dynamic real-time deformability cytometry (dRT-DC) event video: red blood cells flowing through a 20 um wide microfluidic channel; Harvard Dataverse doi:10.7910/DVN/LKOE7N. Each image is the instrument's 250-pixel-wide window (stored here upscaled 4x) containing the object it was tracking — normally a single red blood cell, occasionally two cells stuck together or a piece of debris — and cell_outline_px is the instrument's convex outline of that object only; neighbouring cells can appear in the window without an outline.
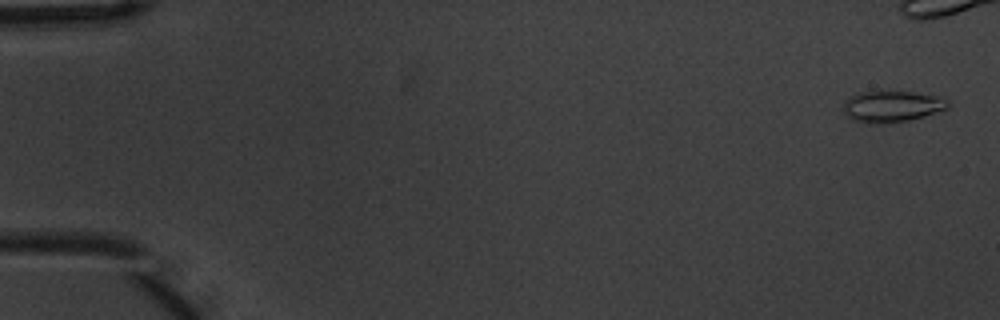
{"species": "common noctule bat (a hibernating species)", "species_latin": "Nyctalus noctula", "temperature_condition": "warm", "stored_images_in_passage": 11, "camera_frame_rate_fps": 3000, "um_per_image_px": 0.085, "animal": {"sex": "male", "body_mass_g": 20.1, "forearm_length_mm": 53.5}, "frame": {"image": 1, "passage_image": 1, "time_ms": 0.0, "image_size_px": [1000, 320], "cell_outline_px": [[948, 108], [924, 116], [908, 120], [852, 120], [840, 108], [844, 100], [848, 96], [860, 92], [880, 88], [912, 92], [940, 96], [948, 100]], "centroid_in_image_um": [75.78, 8.93], "position_along_channel_um": 9.2, "area_um2": 19.02}}